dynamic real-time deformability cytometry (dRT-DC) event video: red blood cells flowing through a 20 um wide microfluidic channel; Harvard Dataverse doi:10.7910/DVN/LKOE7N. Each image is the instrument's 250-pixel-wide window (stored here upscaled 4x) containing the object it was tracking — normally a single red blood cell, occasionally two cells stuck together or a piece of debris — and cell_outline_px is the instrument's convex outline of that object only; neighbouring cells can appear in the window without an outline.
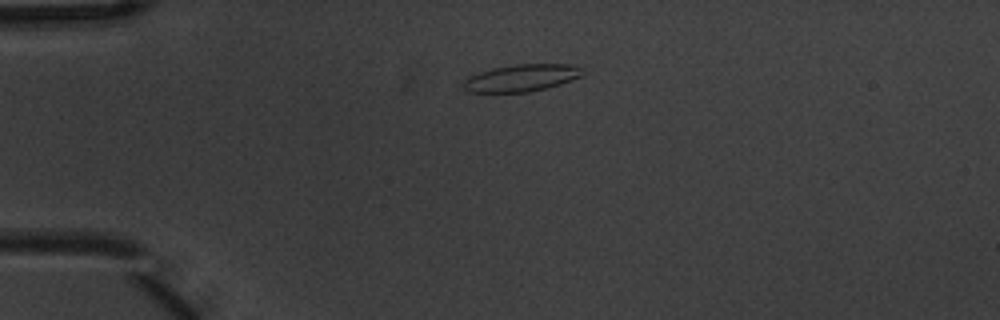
{"species": "common noctule bat (a hibernating species)", "species_latin": "Nyctalus noctula", "temperature_condition": "warm", "stored_images_in_passage": 5, "camera_frame_rate_fps": 3000, "um_per_image_px": 0.085, "animal": {"sex": "male", "body_mass_g": 20.1, "forearm_length_mm": 53.5}, "frame": {"image": 1, "passage_image": 5, "time_ms": 1.333, "image_size_px": [1000, 320], "cell_outline_px": [[584, 76], [560, 84], [528, 92], [468, 92], [464, 88], [464, 80], [480, 72], [496, 68], [516, 64], [568, 64], [580, 68]], "centroid_in_image_um": [44.36, 6.63], "position_along_channel_um": 40.6, "area_um2": 18.44}}